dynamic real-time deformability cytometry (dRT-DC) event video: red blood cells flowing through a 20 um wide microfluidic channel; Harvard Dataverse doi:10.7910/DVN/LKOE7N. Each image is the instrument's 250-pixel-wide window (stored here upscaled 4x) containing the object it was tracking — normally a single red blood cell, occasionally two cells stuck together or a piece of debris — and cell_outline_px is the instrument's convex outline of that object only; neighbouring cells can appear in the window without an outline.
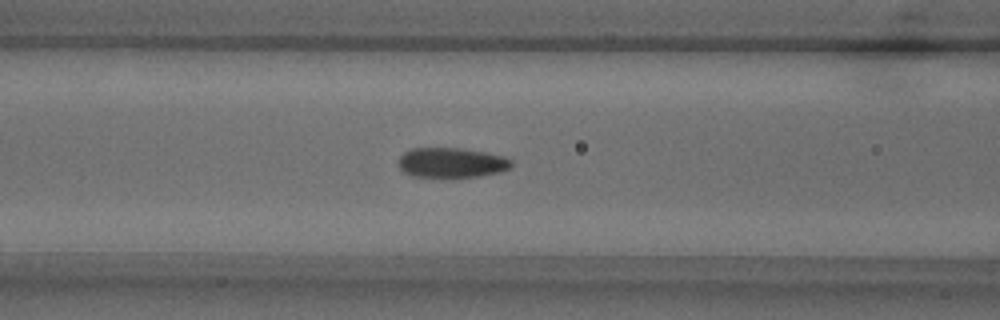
{"species": "common noctule bat (a hibernating species)", "species_latin": "Nyctalus noctula", "temperature_condition": "warm", "stored_images_in_passage": 41, "camera_frame_rate_fps": 3000, "um_per_image_px": 0.085, "animal": {"sex": "male", "body_mass_g": 18.8}, "frame": {"image": 1, "passage_image": 10, "time_ms": 3.0, "image_size_px": [1000, 320], "cell_outline_px": [[512, 168], [500, 172], [480, 176], [412, 176], [404, 172], [400, 168], [400, 156], [408, 148], [460, 148], [484, 152], [504, 156], [512, 160]], "centroid_in_image_um": [38.41, 13.81], "position_along_channel_um": 128.2, "area_um2": 19.54}}
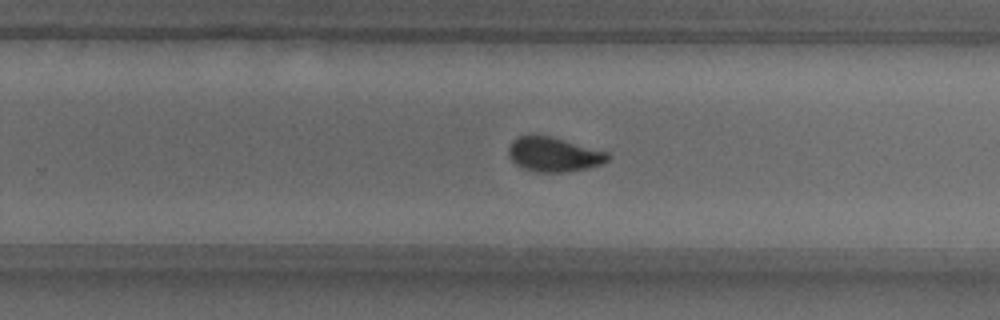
{"frame": {"image": 2, "passage_image": 22, "time_ms": 7.0, "image_size_px": [1000, 320], "cell_outline_px": [[612, 156], [608, 160], [600, 164], [588, 168], [568, 172], [536, 172], [524, 168], [516, 164], [508, 156], [508, 148], [512, 140], [516, 136], [532, 132], [552, 136], [608, 152]], "centroid_in_image_um": [47.03, 13.09], "position_along_channel_um": 282.8, "area_um2": 20.52}}
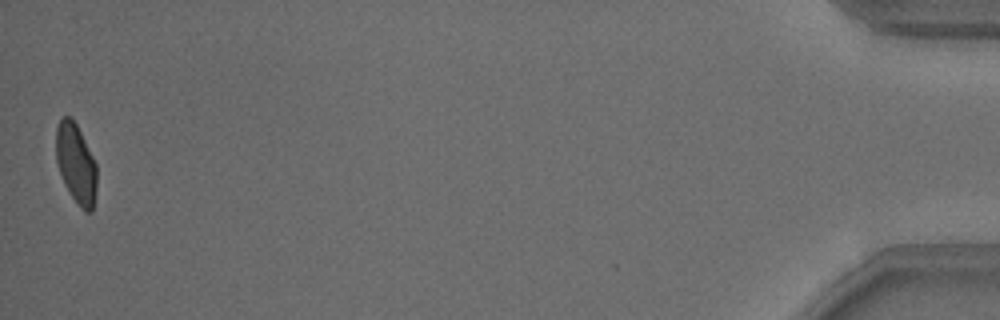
{"frame": {"image": 3, "passage_image": 41, "time_ms": 13.333, "image_size_px": [1000, 320], "cell_outline_px": [[96, 188], [92, 212], [84, 212], [80, 208], [64, 184], [56, 160], [56, 128], [60, 116], [72, 116], [96, 164]], "centroid_in_image_um": [6.44, 13.89], "position_along_channel_um": 428.8, "area_um2": 18.84}, "authors_computed_cell_mechanics": {"area_um2": 20.4034, "velocity_mm_per_s": 3.8634, "shape_relaxation_time_tau1_ms": 3.1992, "shape_relaxation_time_tau2_ms": 0.816, "deformation_change_tau1": 0.1276, "deformation_change_tau2": 0.0518}}